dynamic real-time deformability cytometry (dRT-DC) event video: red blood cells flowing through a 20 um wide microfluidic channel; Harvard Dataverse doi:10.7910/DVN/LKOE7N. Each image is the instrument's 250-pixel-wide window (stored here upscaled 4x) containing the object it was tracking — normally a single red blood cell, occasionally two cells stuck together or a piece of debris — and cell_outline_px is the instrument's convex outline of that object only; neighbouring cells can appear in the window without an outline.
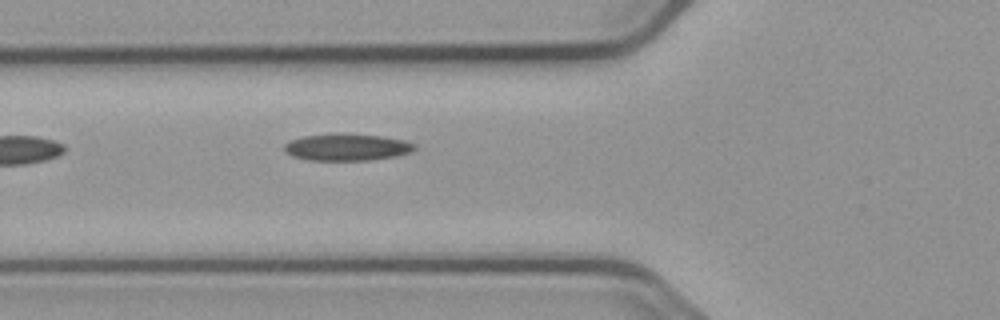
{"species": "common noctule bat (a hibernating species)", "species_latin": "Nyctalus noctula", "temperature_condition": "cold", "stored_images_in_passage": 3, "camera_frame_rate_fps": 3000, "um_per_image_px": 0.085, "animal": {"sex": "male", "body_mass_g": 23.1, "forearm_length_mm": 52.7}, "frame": {"image": 1, "passage_image": 3, "time_ms": 2.667, "image_size_px": [1000, 320], "cell_outline_px": [[416, 148], [412, 152], [396, 156], [368, 160], [308, 160], [292, 156], [284, 152], [284, 144], [288, 140], [304, 136], [340, 132], [344, 132], [380, 136], [404, 140], [416, 144]], "centroid_in_image_um": [29.46, 12.49], "position_along_channel_um": 96.3, "area_um2": 20.81}}